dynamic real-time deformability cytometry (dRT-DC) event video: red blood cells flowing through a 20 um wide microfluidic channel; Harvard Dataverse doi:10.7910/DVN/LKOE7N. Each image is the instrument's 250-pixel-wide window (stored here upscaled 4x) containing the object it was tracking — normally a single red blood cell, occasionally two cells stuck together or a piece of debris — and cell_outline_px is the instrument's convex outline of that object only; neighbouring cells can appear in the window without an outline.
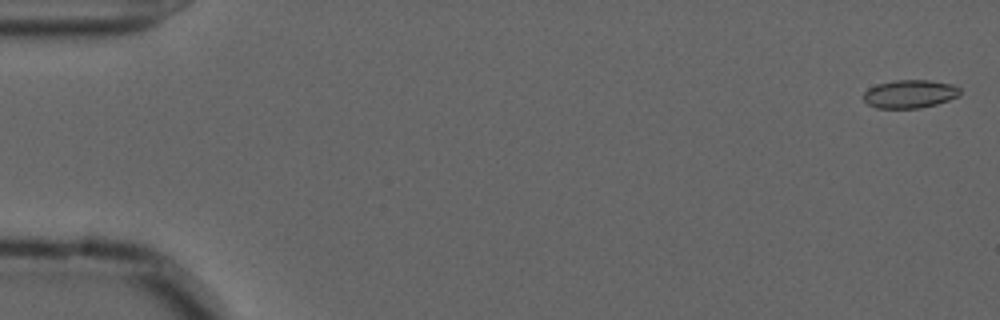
{"species": "common noctule bat (a hibernating species)", "species_latin": "Nyctalus noctula", "temperature_condition": "cold", "stored_images_in_passage": 57, "camera_frame_rate_fps": 3000, "um_per_image_px": 0.085, "animal": {"sex": "male", "forearm_length_mm": 52.5}, "frame": {"image": 1, "passage_image": 2, "time_ms": 0.333, "image_size_px": [1000, 320], "cell_outline_px": [[960, 96], [936, 104], [920, 108], [876, 108], [868, 104], [864, 100], [864, 92], [868, 88], [876, 84], [896, 80], [928, 80], [952, 84], [960, 88]], "centroid_in_image_um": [77.33, 7.98], "position_along_channel_um": 7.7, "area_um2": 15.9}}
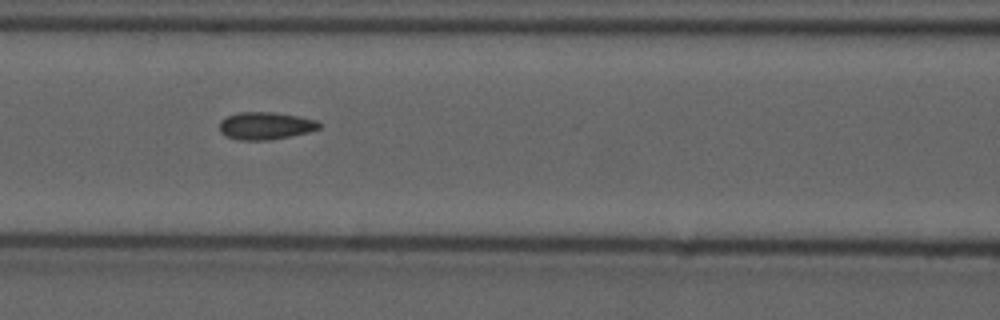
{"frame": {"image": 2, "passage_image": 25, "time_ms": 8.0, "image_size_px": [1000, 320], "cell_outline_px": [[324, 124], [320, 128], [308, 132], [268, 140], [236, 140], [224, 136], [220, 132], [220, 120], [228, 116], [240, 112], [272, 112], [300, 116], [316, 120]], "centroid_in_image_um": [22.57, 10.69], "position_along_channel_um": 144.0, "area_um2": 16.07}}
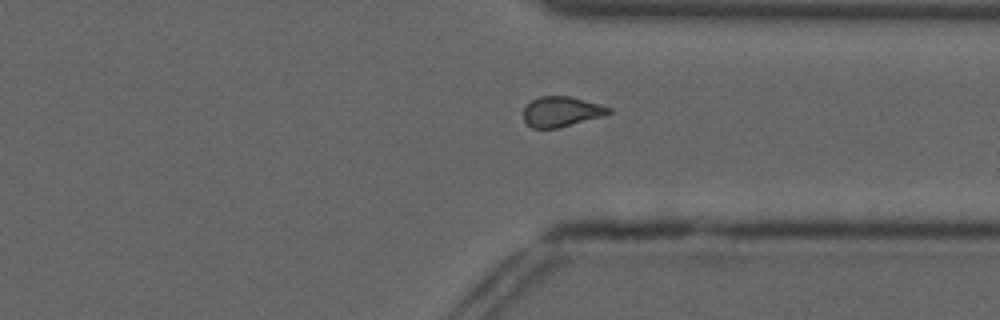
{"frame": {"image": 3, "passage_image": 43, "time_ms": 14.0, "image_size_px": [1000, 320], "cell_outline_px": [[612, 112], [608, 116], [560, 128], [532, 128], [524, 120], [524, 108], [532, 100], [540, 96], [568, 96], [600, 104], [612, 108]], "centroid_in_image_um": [47.79, 9.5], "position_along_channel_um": 363.6, "area_um2": 15.26}, "authors_computed_cell_mechanics": {"area_um2": 15.6638, "velocity_mm_per_s": 3.6755, "shape_relaxation_time_tau1_ms": null, "shape_relaxation_time_tau2_ms": 1.403, "deformation_change_tau1": null, "deformation_change_tau2": 0.0577}}